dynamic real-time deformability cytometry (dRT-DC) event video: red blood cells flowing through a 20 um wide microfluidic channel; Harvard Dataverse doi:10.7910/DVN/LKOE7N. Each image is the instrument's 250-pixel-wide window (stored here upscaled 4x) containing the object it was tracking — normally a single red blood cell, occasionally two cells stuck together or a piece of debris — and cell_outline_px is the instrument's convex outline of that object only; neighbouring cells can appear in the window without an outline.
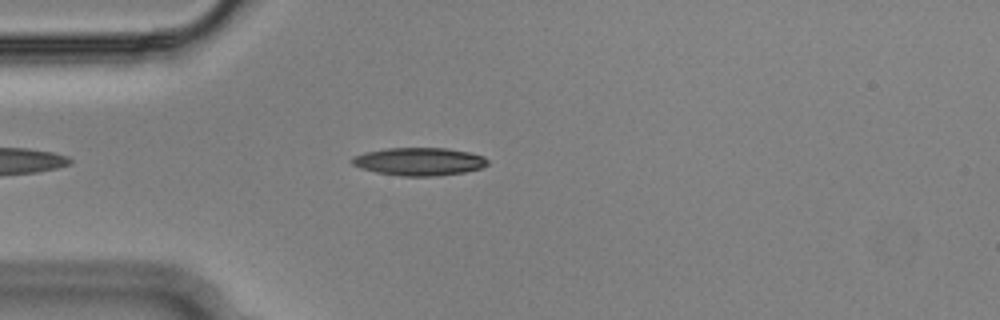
{"species": "Egyptian fruit bat (a non-hibernating species)", "species_latin": "Rousettus aegyptiacus", "temperature_condition": "cold", "stored_images_in_passage": 43, "camera_frame_rate_fps": 3000, "um_per_image_px": 0.085, "animal": {"sex": "male"}, "frame": {"image": 1, "passage_image": 6, "time_ms": 1.667, "image_size_px": [1000, 320], "cell_outline_px": [[488, 164], [480, 168], [464, 172], [436, 176], [400, 176], [376, 172], [360, 168], [352, 164], [352, 156], [364, 152], [388, 148], [448, 148], [468, 152], [484, 156], [488, 160]], "centroid_in_image_um": [35.61, 13.73], "position_along_channel_um": 49.4, "area_um2": 22.08}}
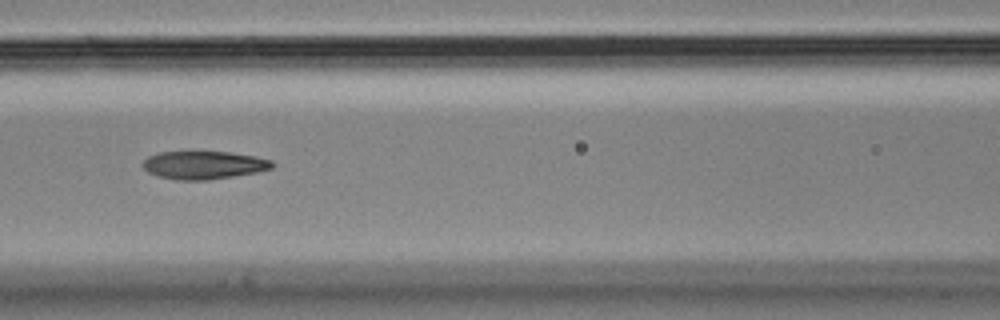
{"frame": {"image": 2, "passage_image": 15, "time_ms": 4.667, "image_size_px": [1000, 320], "cell_outline_px": [[272, 168], [256, 172], [208, 180], [176, 180], [156, 176], [148, 172], [144, 168], [144, 160], [148, 156], [160, 152], [232, 152], [272, 160]], "centroid_in_image_um": [17.29, 14.03], "position_along_channel_um": 149.3, "area_um2": 20.92}}
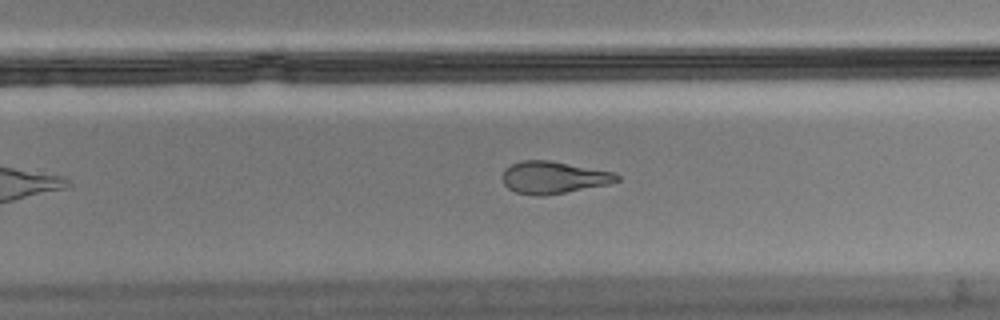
{"frame": {"image": 3, "passage_image": 26, "time_ms": 8.333, "image_size_px": [1000, 320], "cell_outline_px": [[620, 180], [608, 184], [544, 196], [536, 196], [516, 192], [508, 188], [504, 184], [500, 176], [504, 168], [512, 164], [524, 160], [548, 160], [616, 172], [620, 176]], "centroid_in_image_um": [47.03, 15.08], "position_along_channel_um": 282.8, "area_um2": 21.62}, "authors_computed_cell_mechanics": {"area_um2": 21.964, "velocity_mm_per_s": 3.6556, "shape_relaxation_time_tau1_ms": 10.1494, "shape_relaxation_time_tau2_ms": 3.8484, "deformation_change_tau1": 0.2873, "deformation_change_tau2": 0.1336}}